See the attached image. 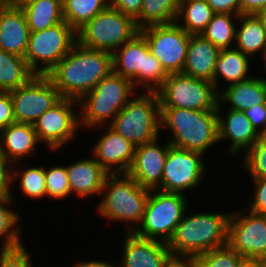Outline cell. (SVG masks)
<instances>
[{"instance_id":"cell-43","label":"cell","mask_w":266,"mask_h":267,"mask_svg":"<svg viewBox=\"0 0 266 267\" xmlns=\"http://www.w3.org/2000/svg\"><path fill=\"white\" fill-rule=\"evenodd\" d=\"M143 0H109V6L135 19L141 11Z\"/></svg>"},{"instance_id":"cell-40","label":"cell","mask_w":266,"mask_h":267,"mask_svg":"<svg viewBox=\"0 0 266 267\" xmlns=\"http://www.w3.org/2000/svg\"><path fill=\"white\" fill-rule=\"evenodd\" d=\"M253 195L247 205L248 210L266 216V177L251 178Z\"/></svg>"},{"instance_id":"cell-18","label":"cell","mask_w":266,"mask_h":267,"mask_svg":"<svg viewBox=\"0 0 266 267\" xmlns=\"http://www.w3.org/2000/svg\"><path fill=\"white\" fill-rule=\"evenodd\" d=\"M101 133L90 149L93 157L109 174L127 173L136 147L108 125H105V131Z\"/></svg>"},{"instance_id":"cell-24","label":"cell","mask_w":266,"mask_h":267,"mask_svg":"<svg viewBox=\"0 0 266 267\" xmlns=\"http://www.w3.org/2000/svg\"><path fill=\"white\" fill-rule=\"evenodd\" d=\"M30 29L21 8L0 9V50L24 58Z\"/></svg>"},{"instance_id":"cell-17","label":"cell","mask_w":266,"mask_h":267,"mask_svg":"<svg viewBox=\"0 0 266 267\" xmlns=\"http://www.w3.org/2000/svg\"><path fill=\"white\" fill-rule=\"evenodd\" d=\"M159 138L136 147L127 172L140 186L149 190H157L161 186L165 160L171 147L168 141L159 144Z\"/></svg>"},{"instance_id":"cell-13","label":"cell","mask_w":266,"mask_h":267,"mask_svg":"<svg viewBox=\"0 0 266 267\" xmlns=\"http://www.w3.org/2000/svg\"><path fill=\"white\" fill-rule=\"evenodd\" d=\"M204 158L205 155L199 152L171 146L165 160L162 183L157 190L186 195L185 192L199 188L205 180L206 171H209Z\"/></svg>"},{"instance_id":"cell-27","label":"cell","mask_w":266,"mask_h":267,"mask_svg":"<svg viewBox=\"0 0 266 267\" xmlns=\"http://www.w3.org/2000/svg\"><path fill=\"white\" fill-rule=\"evenodd\" d=\"M235 43L243 54L254 58L259 53L261 59L266 50V32L255 14L239 15Z\"/></svg>"},{"instance_id":"cell-10","label":"cell","mask_w":266,"mask_h":267,"mask_svg":"<svg viewBox=\"0 0 266 267\" xmlns=\"http://www.w3.org/2000/svg\"><path fill=\"white\" fill-rule=\"evenodd\" d=\"M77 42V32L63 21L38 32H30L24 58L36 75H47Z\"/></svg>"},{"instance_id":"cell-52","label":"cell","mask_w":266,"mask_h":267,"mask_svg":"<svg viewBox=\"0 0 266 267\" xmlns=\"http://www.w3.org/2000/svg\"><path fill=\"white\" fill-rule=\"evenodd\" d=\"M12 8V0H0V9Z\"/></svg>"},{"instance_id":"cell-20","label":"cell","mask_w":266,"mask_h":267,"mask_svg":"<svg viewBox=\"0 0 266 267\" xmlns=\"http://www.w3.org/2000/svg\"><path fill=\"white\" fill-rule=\"evenodd\" d=\"M120 263L115 267H163L171 251L164 242L125 233Z\"/></svg>"},{"instance_id":"cell-53","label":"cell","mask_w":266,"mask_h":267,"mask_svg":"<svg viewBox=\"0 0 266 267\" xmlns=\"http://www.w3.org/2000/svg\"><path fill=\"white\" fill-rule=\"evenodd\" d=\"M261 58H262L261 59L262 60V64L264 63L262 66H263V69H265L264 70V72H265L266 71V50L264 51V54H263V56ZM263 78L266 80L265 77H263Z\"/></svg>"},{"instance_id":"cell-30","label":"cell","mask_w":266,"mask_h":267,"mask_svg":"<svg viewBox=\"0 0 266 267\" xmlns=\"http://www.w3.org/2000/svg\"><path fill=\"white\" fill-rule=\"evenodd\" d=\"M36 74L25 58L0 50V91L9 92L27 84Z\"/></svg>"},{"instance_id":"cell-16","label":"cell","mask_w":266,"mask_h":267,"mask_svg":"<svg viewBox=\"0 0 266 267\" xmlns=\"http://www.w3.org/2000/svg\"><path fill=\"white\" fill-rule=\"evenodd\" d=\"M9 92L18 123L34 124L62 99L47 75H35L27 84Z\"/></svg>"},{"instance_id":"cell-31","label":"cell","mask_w":266,"mask_h":267,"mask_svg":"<svg viewBox=\"0 0 266 267\" xmlns=\"http://www.w3.org/2000/svg\"><path fill=\"white\" fill-rule=\"evenodd\" d=\"M181 0H143L140 14L134 19L138 29L176 22Z\"/></svg>"},{"instance_id":"cell-7","label":"cell","mask_w":266,"mask_h":267,"mask_svg":"<svg viewBox=\"0 0 266 267\" xmlns=\"http://www.w3.org/2000/svg\"><path fill=\"white\" fill-rule=\"evenodd\" d=\"M109 127L135 147L157 139L161 133V107L157 92L136 94Z\"/></svg>"},{"instance_id":"cell-36","label":"cell","mask_w":266,"mask_h":267,"mask_svg":"<svg viewBox=\"0 0 266 267\" xmlns=\"http://www.w3.org/2000/svg\"><path fill=\"white\" fill-rule=\"evenodd\" d=\"M246 261L228 244L196 257L198 267H243Z\"/></svg>"},{"instance_id":"cell-47","label":"cell","mask_w":266,"mask_h":267,"mask_svg":"<svg viewBox=\"0 0 266 267\" xmlns=\"http://www.w3.org/2000/svg\"><path fill=\"white\" fill-rule=\"evenodd\" d=\"M266 8V0H240V15H254Z\"/></svg>"},{"instance_id":"cell-6","label":"cell","mask_w":266,"mask_h":267,"mask_svg":"<svg viewBox=\"0 0 266 267\" xmlns=\"http://www.w3.org/2000/svg\"><path fill=\"white\" fill-rule=\"evenodd\" d=\"M113 72L132 81L135 89L157 92L168 77L160 61L150 52L139 32L113 54Z\"/></svg>"},{"instance_id":"cell-49","label":"cell","mask_w":266,"mask_h":267,"mask_svg":"<svg viewBox=\"0 0 266 267\" xmlns=\"http://www.w3.org/2000/svg\"><path fill=\"white\" fill-rule=\"evenodd\" d=\"M243 267H266V261L247 260Z\"/></svg>"},{"instance_id":"cell-48","label":"cell","mask_w":266,"mask_h":267,"mask_svg":"<svg viewBox=\"0 0 266 267\" xmlns=\"http://www.w3.org/2000/svg\"><path fill=\"white\" fill-rule=\"evenodd\" d=\"M107 260H88V261H85V260H77L75 262V264L72 266V267H115V264H111L109 261Z\"/></svg>"},{"instance_id":"cell-33","label":"cell","mask_w":266,"mask_h":267,"mask_svg":"<svg viewBox=\"0 0 266 267\" xmlns=\"http://www.w3.org/2000/svg\"><path fill=\"white\" fill-rule=\"evenodd\" d=\"M17 166V167H16ZM20 166V168H19ZM45 167L27 166L22 167V163L12 165V187L16 182L19 185V190L24 194V197L31 198L29 200H39L46 197V182H45ZM22 168V169H21Z\"/></svg>"},{"instance_id":"cell-44","label":"cell","mask_w":266,"mask_h":267,"mask_svg":"<svg viewBox=\"0 0 266 267\" xmlns=\"http://www.w3.org/2000/svg\"><path fill=\"white\" fill-rule=\"evenodd\" d=\"M254 129L261 134L266 129V105H258L243 111Z\"/></svg>"},{"instance_id":"cell-28","label":"cell","mask_w":266,"mask_h":267,"mask_svg":"<svg viewBox=\"0 0 266 267\" xmlns=\"http://www.w3.org/2000/svg\"><path fill=\"white\" fill-rule=\"evenodd\" d=\"M14 196L11 193L8 197L0 198V241L2 243H0V248H14L25 244L22 242L24 240L22 236L25 231L23 230V225H19L20 220H22L20 213L23 212L24 214L25 210L24 206L21 210L19 204L17 211L14 209L16 208Z\"/></svg>"},{"instance_id":"cell-11","label":"cell","mask_w":266,"mask_h":267,"mask_svg":"<svg viewBox=\"0 0 266 267\" xmlns=\"http://www.w3.org/2000/svg\"><path fill=\"white\" fill-rule=\"evenodd\" d=\"M161 108L217 111L219 92L210 81L183 73L168 75L157 91Z\"/></svg>"},{"instance_id":"cell-8","label":"cell","mask_w":266,"mask_h":267,"mask_svg":"<svg viewBox=\"0 0 266 267\" xmlns=\"http://www.w3.org/2000/svg\"><path fill=\"white\" fill-rule=\"evenodd\" d=\"M187 197L180 193L150 190L144 218L134 233L167 244L189 208Z\"/></svg>"},{"instance_id":"cell-39","label":"cell","mask_w":266,"mask_h":267,"mask_svg":"<svg viewBox=\"0 0 266 267\" xmlns=\"http://www.w3.org/2000/svg\"><path fill=\"white\" fill-rule=\"evenodd\" d=\"M26 245L0 250V267H34Z\"/></svg>"},{"instance_id":"cell-5","label":"cell","mask_w":266,"mask_h":267,"mask_svg":"<svg viewBox=\"0 0 266 267\" xmlns=\"http://www.w3.org/2000/svg\"><path fill=\"white\" fill-rule=\"evenodd\" d=\"M136 94L132 81L112 72L78 101L80 129H104Z\"/></svg>"},{"instance_id":"cell-34","label":"cell","mask_w":266,"mask_h":267,"mask_svg":"<svg viewBox=\"0 0 266 267\" xmlns=\"http://www.w3.org/2000/svg\"><path fill=\"white\" fill-rule=\"evenodd\" d=\"M238 18L236 14L215 13L201 34L219 49L234 48Z\"/></svg>"},{"instance_id":"cell-26","label":"cell","mask_w":266,"mask_h":267,"mask_svg":"<svg viewBox=\"0 0 266 267\" xmlns=\"http://www.w3.org/2000/svg\"><path fill=\"white\" fill-rule=\"evenodd\" d=\"M250 60V56L243 54L235 47L220 49L213 75V84L216 90L218 92L222 90L220 86H222L223 80H225L223 83L228 86L251 79L253 76H250L249 73L252 67Z\"/></svg>"},{"instance_id":"cell-29","label":"cell","mask_w":266,"mask_h":267,"mask_svg":"<svg viewBox=\"0 0 266 267\" xmlns=\"http://www.w3.org/2000/svg\"><path fill=\"white\" fill-rule=\"evenodd\" d=\"M30 32H38L64 21L62 0H33L22 8Z\"/></svg>"},{"instance_id":"cell-37","label":"cell","mask_w":266,"mask_h":267,"mask_svg":"<svg viewBox=\"0 0 266 267\" xmlns=\"http://www.w3.org/2000/svg\"><path fill=\"white\" fill-rule=\"evenodd\" d=\"M46 196L48 199L63 200L71 195L66 165L45 168Z\"/></svg>"},{"instance_id":"cell-50","label":"cell","mask_w":266,"mask_h":267,"mask_svg":"<svg viewBox=\"0 0 266 267\" xmlns=\"http://www.w3.org/2000/svg\"><path fill=\"white\" fill-rule=\"evenodd\" d=\"M255 15L260 20L261 25L263 26V28H264V30L266 32V8L265 9H261Z\"/></svg>"},{"instance_id":"cell-2","label":"cell","mask_w":266,"mask_h":267,"mask_svg":"<svg viewBox=\"0 0 266 267\" xmlns=\"http://www.w3.org/2000/svg\"><path fill=\"white\" fill-rule=\"evenodd\" d=\"M188 212L187 209L167 243L171 254L198 257L214 248L227 245L231 211Z\"/></svg>"},{"instance_id":"cell-14","label":"cell","mask_w":266,"mask_h":267,"mask_svg":"<svg viewBox=\"0 0 266 267\" xmlns=\"http://www.w3.org/2000/svg\"><path fill=\"white\" fill-rule=\"evenodd\" d=\"M243 208L231 211L227 244L246 260L266 261V216Z\"/></svg>"},{"instance_id":"cell-42","label":"cell","mask_w":266,"mask_h":267,"mask_svg":"<svg viewBox=\"0 0 266 267\" xmlns=\"http://www.w3.org/2000/svg\"><path fill=\"white\" fill-rule=\"evenodd\" d=\"M16 122L10 92L0 91V130Z\"/></svg>"},{"instance_id":"cell-51","label":"cell","mask_w":266,"mask_h":267,"mask_svg":"<svg viewBox=\"0 0 266 267\" xmlns=\"http://www.w3.org/2000/svg\"><path fill=\"white\" fill-rule=\"evenodd\" d=\"M33 0H12V7L22 8L24 5L28 4Z\"/></svg>"},{"instance_id":"cell-41","label":"cell","mask_w":266,"mask_h":267,"mask_svg":"<svg viewBox=\"0 0 266 267\" xmlns=\"http://www.w3.org/2000/svg\"><path fill=\"white\" fill-rule=\"evenodd\" d=\"M12 164L0 150V198L11 195L12 191Z\"/></svg>"},{"instance_id":"cell-3","label":"cell","mask_w":266,"mask_h":267,"mask_svg":"<svg viewBox=\"0 0 266 267\" xmlns=\"http://www.w3.org/2000/svg\"><path fill=\"white\" fill-rule=\"evenodd\" d=\"M150 190L140 186L127 173L109 174L105 179L96 213L108 221L123 223L126 233L141 224Z\"/></svg>"},{"instance_id":"cell-21","label":"cell","mask_w":266,"mask_h":267,"mask_svg":"<svg viewBox=\"0 0 266 267\" xmlns=\"http://www.w3.org/2000/svg\"><path fill=\"white\" fill-rule=\"evenodd\" d=\"M71 195L77 198L100 196L109 173L92 156L66 165Z\"/></svg>"},{"instance_id":"cell-35","label":"cell","mask_w":266,"mask_h":267,"mask_svg":"<svg viewBox=\"0 0 266 267\" xmlns=\"http://www.w3.org/2000/svg\"><path fill=\"white\" fill-rule=\"evenodd\" d=\"M63 19L76 32L109 6V0H62Z\"/></svg>"},{"instance_id":"cell-4","label":"cell","mask_w":266,"mask_h":267,"mask_svg":"<svg viewBox=\"0 0 266 267\" xmlns=\"http://www.w3.org/2000/svg\"><path fill=\"white\" fill-rule=\"evenodd\" d=\"M163 128L172 131L167 141L176 148L206 155L208 149L219 143L217 111L161 108L162 131Z\"/></svg>"},{"instance_id":"cell-32","label":"cell","mask_w":266,"mask_h":267,"mask_svg":"<svg viewBox=\"0 0 266 267\" xmlns=\"http://www.w3.org/2000/svg\"><path fill=\"white\" fill-rule=\"evenodd\" d=\"M214 14L205 0H181L176 23L188 34H201Z\"/></svg>"},{"instance_id":"cell-45","label":"cell","mask_w":266,"mask_h":267,"mask_svg":"<svg viewBox=\"0 0 266 267\" xmlns=\"http://www.w3.org/2000/svg\"><path fill=\"white\" fill-rule=\"evenodd\" d=\"M214 13L240 15V0H205Z\"/></svg>"},{"instance_id":"cell-38","label":"cell","mask_w":266,"mask_h":267,"mask_svg":"<svg viewBox=\"0 0 266 267\" xmlns=\"http://www.w3.org/2000/svg\"><path fill=\"white\" fill-rule=\"evenodd\" d=\"M243 170L251 178L266 177V142L259 138L256 143L242 156Z\"/></svg>"},{"instance_id":"cell-1","label":"cell","mask_w":266,"mask_h":267,"mask_svg":"<svg viewBox=\"0 0 266 267\" xmlns=\"http://www.w3.org/2000/svg\"><path fill=\"white\" fill-rule=\"evenodd\" d=\"M112 72V53L84 47L77 41L47 76L62 98L79 101Z\"/></svg>"},{"instance_id":"cell-23","label":"cell","mask_w":266,"mask_h":267,"mask_svg":"<svg viewBox=\"0 0 266 267\" xmlns=\"http://www.w3.org/2000/svg\"><path fill=\"white\" fill-rule=\"evenodd\" d=\"M220 49L202 34H191L183 74L213 83Z\"/></svg>"},{"instance_id":"cell-12","label":"cell","mask_w":266,"mask_h":267,"mask_svg":"<svg viewBox=\"0 0 266 267\" xmlns=\"http://www.w3.org/2000/svg\"><path fill=\"white\" fill-rule=\"evenodd\" d=\"M77 108V100L62 98L37 119L33 125L41 146L44 142L49 150L59 151L77 137L80 130Z\"/></svg>"},{"instance_id":"cell-46","label":"cell","mask_w":266,"mask_h":267,"mask_svg":"<svg viewBox=\"0 0 266 267\" xmlns=\"http://www.w3.org/2000/svg\"><path fill=\"white\" fill-rule=\"evenodd\" d=\"M163 267H198L196 257L170 254Z\"/></svg>"},{"instance_id":"cell-25","label":"cell","mask_w":266,"mask_h":267,"mask_svg":"<svg viewBox=\"0 0 266 267\" xmlns=\"http://www.w3.org/2000/svg\"><path fill=\"white\" fill-rule=\"evenodd\" d=\"M225 87V89H224ZM219 91V103L226 105L228 109L244 111L258 105H266V80L260 76H254L243 82L224 86Z\"/></svg>"},{"instance_id":"cell-22","label":"cell","mask_w":266,"mask_h":267,"mask_svg":"<svg viewBox=\"0 0 266 267\" xmlns=\"http://www.w3.org/2000/svg\"><path fill=\"white\" fill-rule=\"evenodd\" d=\"M38 144L33 124L14 122L0 130V150L12 165L36 155Z\"/></svg>"},{"instance_id":"cell-54","label":"cell","mask_w":266,"mask_h":267,"mask_svg":"<svg viewBox=\"0 0 266 267\" xmlns=\"http://www.w3.org/2000/svg\"><path fill=\"white\" fill-rule=\"evenodd\" d=\"M260 138L266 142V129L260 134Z\"/></svg>"},{"instance_id":"cell-9","label":"cell","mask_w":266,"mask_h":267,"mask_svg":"<svg viewBox=\"0 0 266 267\" xmlns=\"http://www.w3.org/2000/svg\"><path fill=\"white\" fill-rule=\"evenodd\" d=\"M137 33L132 17L108 6L77 31V41L84 47L113 54Z\"/></svg>"},{"instance_id":"cell-15","label":"cell","mask_w":266,"mask_h":267,"mask_svg":"<svg viewBox=\"0 0 266 267\" xmlns=\"http://www.w3.org/2000/svg\"><path fill=\"white\" fill-rule=\"evenodd\" d=\"M139 32L145 37L150 52L168 74L183 72L191 34L176 22L148 26Z\"/></svg>"},{"instance_id":"cell-19","label":"cell","mask_w":266,"mask_h":267,"mask_svg":"<svg viewBox=\"0 0 266 267\" xmlns=\"http://www.w3.org/2000/svg\"><path fill=\"white\" fill-rule=\"evenodd\" d=\"M223 108L224 104L218 102L219 143L230 141L227 151L231 157H237L241 151L245 154L260 138V134L254 129L243 111L228 109L225 116Z\"/></svg>"}]
</instances>
